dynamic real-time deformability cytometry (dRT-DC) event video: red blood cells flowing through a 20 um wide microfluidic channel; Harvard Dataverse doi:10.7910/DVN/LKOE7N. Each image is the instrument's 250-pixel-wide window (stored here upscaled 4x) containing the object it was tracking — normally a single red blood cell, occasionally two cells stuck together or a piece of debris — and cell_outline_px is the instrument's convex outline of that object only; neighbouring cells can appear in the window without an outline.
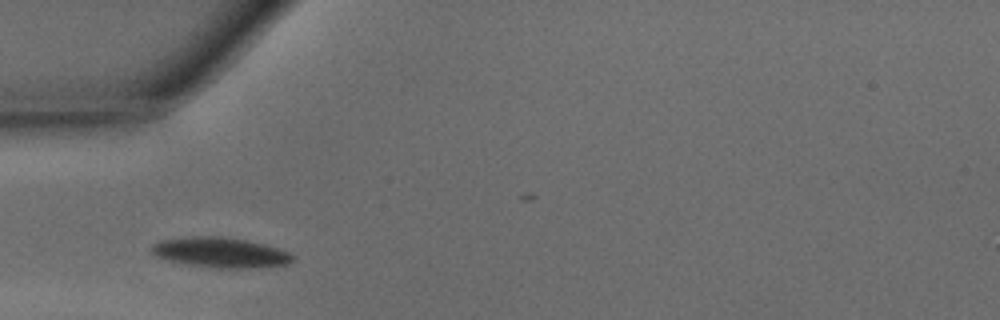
{"species": "common noctule bat (a hibernating species)", "species_latin": "Nyctalus noctula", "temperature_condition": "warm", "stored_images_in_passage": 23, "camera_frame_rate_fps": 3000, "um_per_image_px": 0.085, "animal": {"sex": "male", "body_mass_g": 15.6}, "frame": {"image": 1, "passage_image": 1, "time_ms": 0.0, "image_size_px": [1000, 320], "cell_outline_px": [[296, 256], [288, 264], [268, 268], [216, 268], [168, 260], [156, 256], [148, 248], [152, 244], [160, 240], [188, 236], [220, 236], [248, 240], [264, 244], [288, 252]], "centroid_in_image_um": [18.76, 21.46], "position_along_channel_um": 66.2, "area_um2": 25.03}}
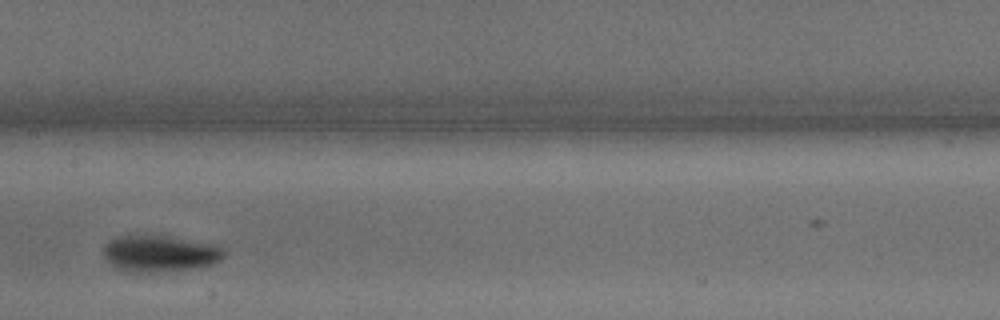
{"frame": {"image": 2, "passage_image": 10, "time_ms": 3.0, "image_size_px": [1000, 320], "cell_outline_px": [[224, 256], [220, 260], [212, 264], [196, 268], [148, 272], [124, 272], [108, 264], [104, 256], [104, 248], [116, 236], [164, 236], [216, 244], [224, 252]], "centroid_in_image_um": [13.57, 21.57], "position_along_channel_um": 193.8, "area_um2": 25.32}}
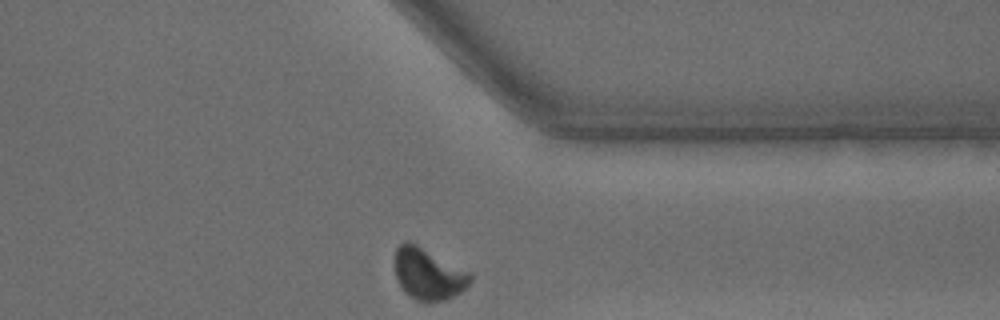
{"frame": {"image": 3, "passage_image": 23, "time_ms": 7.333, "image_size_px": [1000, 320], "cell_outline_px": [[472, 280], [460, 292], [444, 300], [428, 304], [424, 304], [416, 300], [404, 292], [396, 276], [396, 248], [404, 240], [408, 240], [472, 272]], "centroid_in_image_um": [36.42, 23.3], "position_along_channel_um": 375.0, "area_um2": 22.83}, "authors_computed_cell_mechanics": {"area_um2": 24.2182, "velocity_mm_per_s": 4.2613, "shape_relaxation_time_tau1_ms": 4.1445, "shape_relaxation_time_tau2_ms": 4.2273, "deformation_change_tau1": 0.1897, "deformation_change_tau2": 0.0678}}